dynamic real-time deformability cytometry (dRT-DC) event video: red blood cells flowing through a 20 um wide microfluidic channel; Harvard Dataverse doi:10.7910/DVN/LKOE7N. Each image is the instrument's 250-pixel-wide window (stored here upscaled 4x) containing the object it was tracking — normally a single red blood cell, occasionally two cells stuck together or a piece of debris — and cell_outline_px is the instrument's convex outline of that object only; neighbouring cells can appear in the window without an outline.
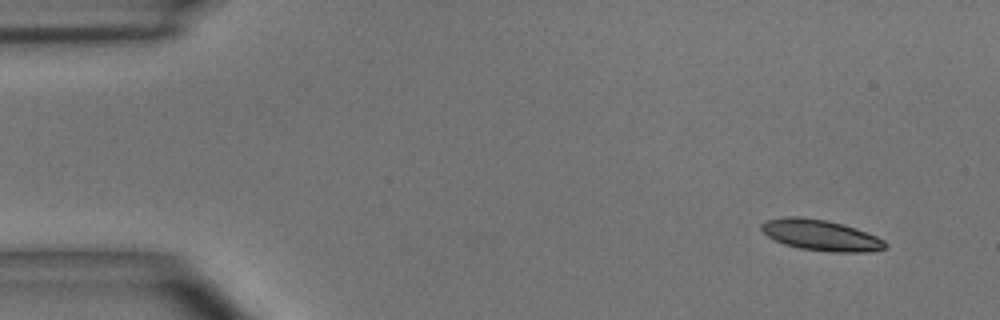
{"species": "common noctule bat (a hibernating species)", "species_latin": "Nyctalus noctula", "temperature_condition": "room temperature", "stored_images_in_passage": 4, "camera_frame_rate_fps": 3000, "um_per_image_px": 0.085, "animal": {"sex": "male", "body_mass_g": 15.6}, "frame": {"image": 1, "passage_image": 1, "time_ms": 0.0, "image_size_px": [1000, 320], "cell_outline_px": [[888, 244], [884, 248], [868, 252], [832, 252], [800, 248], [784, 244], [768, 236], [760, 228], [760, 224], [768, 220], [784, 216], [796, 216], [828, 220], [844, 224], [856, 228], [876, 236], [884, 240]], "centroid_in_image_um": [69.77, 19.98], "position_along_channel_um": 15.2, "area_um2": 22.25}}
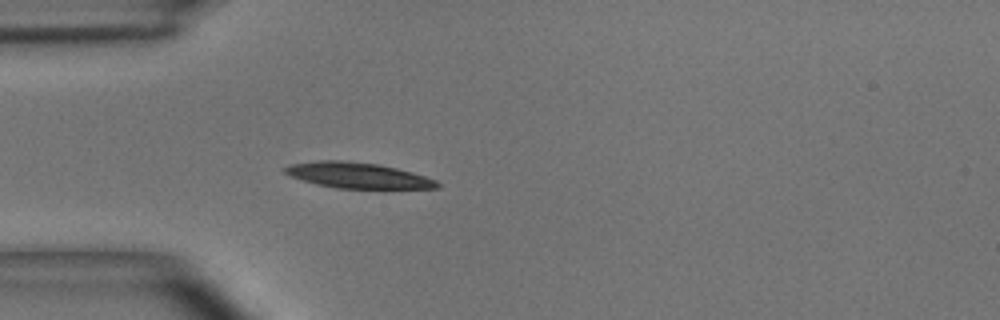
{"frame": {"image": 2, "passage_image": 4, "time_ms": 1.0, "image_size_px": [1000, 320], "cell_outline_px": [[440, 188], [336, 188], [316, 184], [288, 176], [284, 172], [284, 168], [292, 164], [320, 160], [340, 160], [376, 164], [396, 168], [412, 172], [436, 180], [440, 184]], "centroid_in_image_um": [30.39, 14.91], "position_along_channel_um": 54.6, "area_um2": 22.54}}